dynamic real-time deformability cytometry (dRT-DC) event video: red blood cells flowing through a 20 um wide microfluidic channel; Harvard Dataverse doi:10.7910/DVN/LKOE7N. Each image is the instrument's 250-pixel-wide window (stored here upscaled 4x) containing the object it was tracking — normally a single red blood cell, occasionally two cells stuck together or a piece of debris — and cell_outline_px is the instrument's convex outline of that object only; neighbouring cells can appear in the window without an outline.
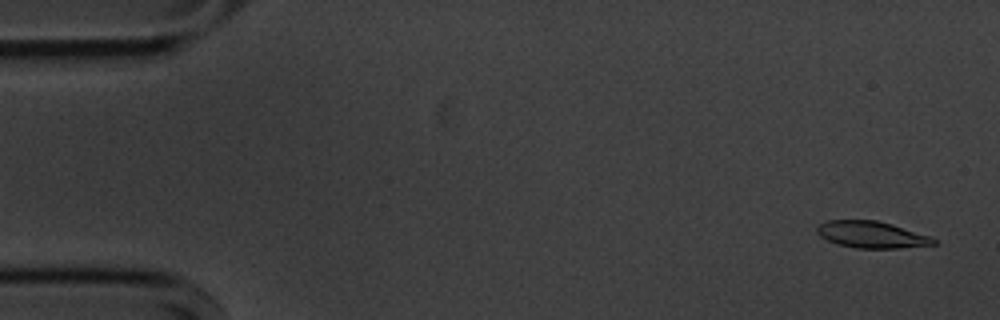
{"species": "common noctule bat (a hibernating species)", "species_latin": "Nyctalus noctula", "temperature_condition": "cold", "stored_images_in_passage": 56, "camera_frame_rate_fps": 3000, "um_per_image_px": 0.085, "animal": {"sex": "male", "body_mass_g": 20.1, "forearm_length_mm": 53.5}, "frame": {"image": 1, "passage_image": 3, "time_ms": 0.667, "image_size_px": [1000, 320], "cell_outline_px": [[936, 244], [896, 248], [856, 248], [840, 244], [828, 240], [820, 236], [816, 232], [816, 228], [820, 224], [828, 220], [876, 220], [892, 224], [928, 236], [936, 240]], "centroid_in_image_um": [74.05, 19.93], "position_along_channel_um": 11.0, "area_um2": 17.8}}
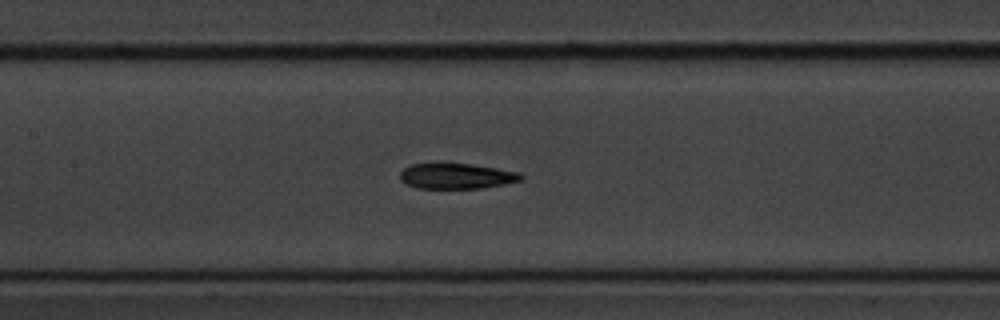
{"frame": {"image": 2, "passage_image": 26, "time_ms": 8.333, "image_size_px": [1000, 320], "cell_outline_px": [[524, 176], [520, 180], [504, 184], [480, 188], [416, 188], [400, 180], [400, 172], [404, 168], [412, 164], [468, 164], [496, 168], [520, 172]], "centroid_in_image_um": [38.8, 14.97], "position_along_channel_um": 168.6, "area_um2": 17.69}}
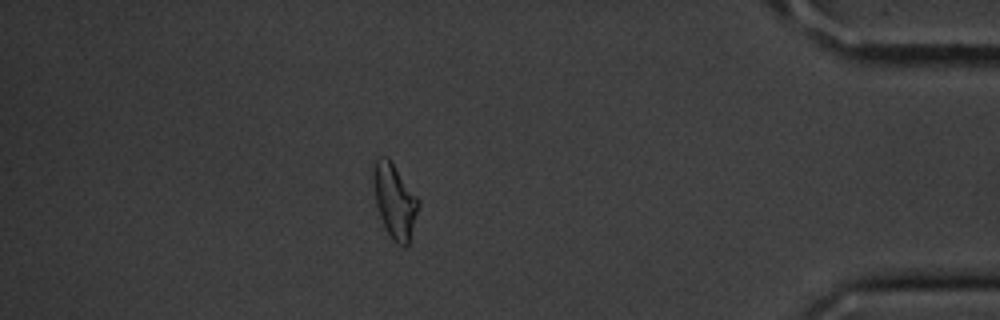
{"frame": {"image": 3, "passage_image": 49, "time_ms": 16.0, "image_size_px": [1000, 320], "cell_outline_px": [[420, 204], [408, 244], [404, 248], [396, 244], [392, 240], [380, 216], [376, 204], [372, 180], [372, 164], [380, 156], [388, 156], [420, 200]], "centroid_in_image_um": [33.53, 17.04], "position_along_channel_um": 401.7, "area_um2": 19.71}, "authors_computed_cell_mechanics": {"area_um2": 18.7561, "velocity_mm_per_s": 3.5919, "shape_relaxation_time_tau1_ms": 4.2969, "shape_relaxation_time_tau2_ms": 4.3607, "deformation_change_tau1": 0.1505, "deformation_change_tau2": 0.1441}}